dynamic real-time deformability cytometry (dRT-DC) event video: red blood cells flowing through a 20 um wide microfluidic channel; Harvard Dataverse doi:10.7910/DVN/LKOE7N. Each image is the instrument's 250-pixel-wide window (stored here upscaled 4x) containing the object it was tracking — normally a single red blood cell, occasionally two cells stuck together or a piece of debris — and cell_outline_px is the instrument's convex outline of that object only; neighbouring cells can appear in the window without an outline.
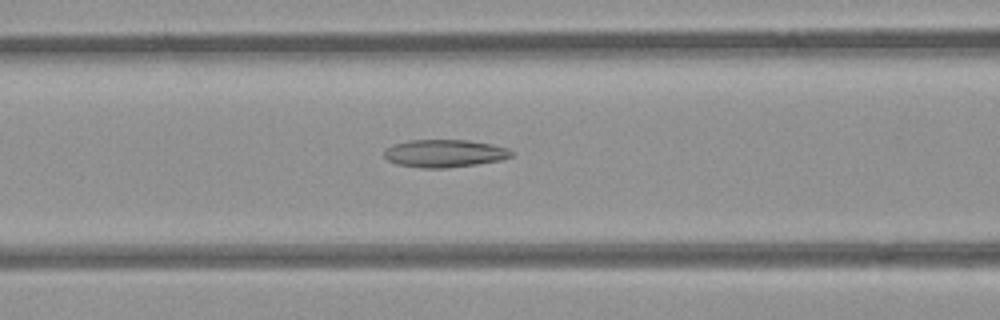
{"species": "common noctule bat (a hibernating species)", "species_latin": "Nyctalus noctula", "temperature_condition": "room temperature", "stored_images_in_passage": 52, "camera_frame_rate_fps": 3000, "um_per_image_px": 0.085, "animal": {"sex": "female", "body_mass_g": 21.9}, "frame": {"image": 1, "passage_image": 21, "time_ms": 6.667, "image_size_px": [1000, 320], "cell_outline_px": [[516, 152], [512, 156], [500, 160], [476, 164], [444, 168], [424, 168], [396, 164], [388, 160], [384, 156], [384, 152], [388, 148], [396, 144], [408, 140], [468, 140], [492, 144], [508, 148]], "centroid_in_image_um": [37.83, 13.03], "position_along_channel_um": 128.8, "area_um2": 20.46}}
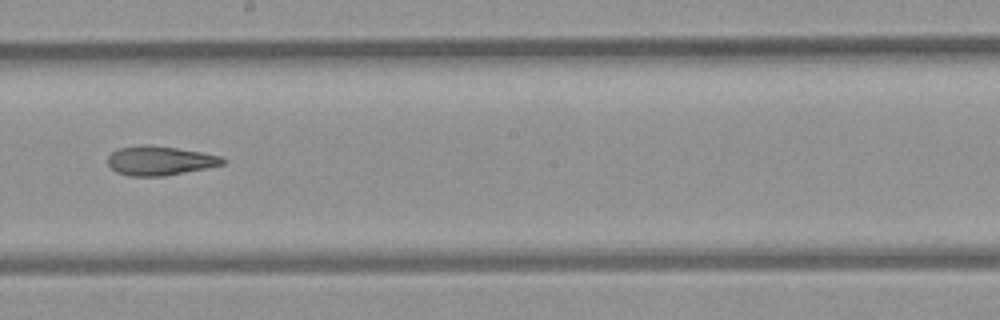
{"frame": {"image": 2, "passage_image": 29, "time_ms": 9.333, "image_size_px": [1000, 320], "cell_outline_px": [[228, 160], [224, 164], [164, 176], [128, 176], [116, 172], [108, 164], [108, 156], [112, 152], [120, 148], [176, 148], [200, 152], [220, 156]], "centroid_in_image_um": [13.62, 13.71], "position_along_channel_um": 234.6, "area_um2": 18.55}}
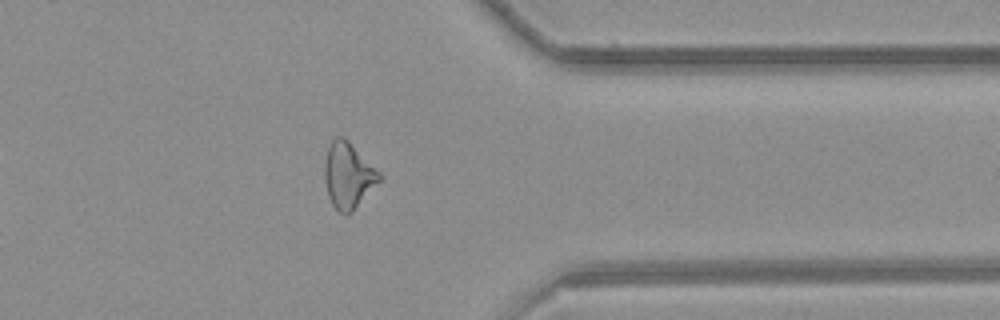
{"frame": {"image": 3, "passage_image": 41, "time_ms": 13.333, "image_size_px": [1000, 320], "cell_outline_px": [[384, 176], [352, 212], [344, 216], [332, 204], [328, 196], [324, 180], [324, 164], [328, 148], [332, 140], [336, 136], [340, 136], [348, 140]], "centroid_in_image_um": [29.6, 14.92], "position_along_channel_um": 381.8, "area_um2": 20.98}, "authors_computed_cell_mechanics": {"area_um2": 21.0392, "velocity_mm_per_s": 3.9625, "shape_relaxation_time_tau1_ms": null, "shape_relaxation_time_tau2_ms": 6.8931, "deformation_change_tau1": null, "deformation_change_tau2": 0.2076}}